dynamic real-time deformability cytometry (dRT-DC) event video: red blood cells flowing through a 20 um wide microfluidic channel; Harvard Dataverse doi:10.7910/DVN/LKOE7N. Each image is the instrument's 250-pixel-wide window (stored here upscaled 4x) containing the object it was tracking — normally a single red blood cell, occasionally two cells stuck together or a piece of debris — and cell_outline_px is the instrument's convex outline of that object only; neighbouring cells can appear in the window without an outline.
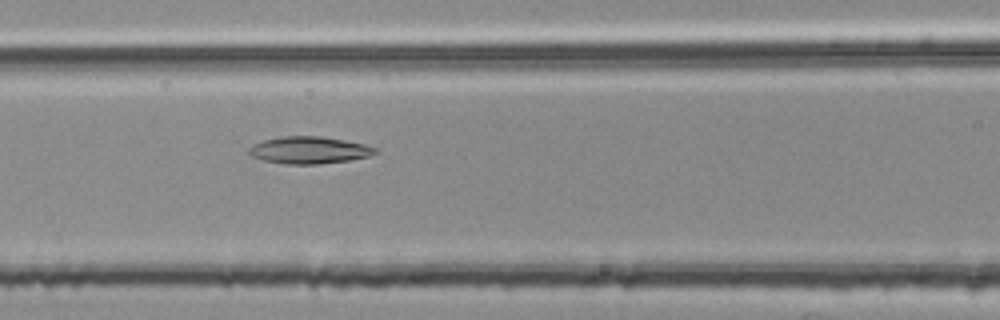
{"species": "common noctule bat (a hibernating species)", "species_latin": "Nyctalus noctula", "temperature_condition": "room temperature", "stored_images_in_passage": 49, "camera_frame_rate_fps": 3000, "um_per_image_px": 0.085, "animal": {"sex": "female", "body_mass_g": 25.1}, "frame": {"image": 1, "passage_image": 23, "time_ms": 7.333, "image_size_px": [1000, 320], "cell_outline_px": [[376, 152], [368, 156], [348, 160], [316, 164], [284, 164], [264, 160], [252, 156], [248, 152], [248, 148], [252, 144], [264, 140], [280, 136], [320, 136], [344, 140], [364, 144], [376, 148]], "centroid_in_image_um": [26.22, 12.75], "position_along_channel_um": 140.4, "area_um2": 19.77}}
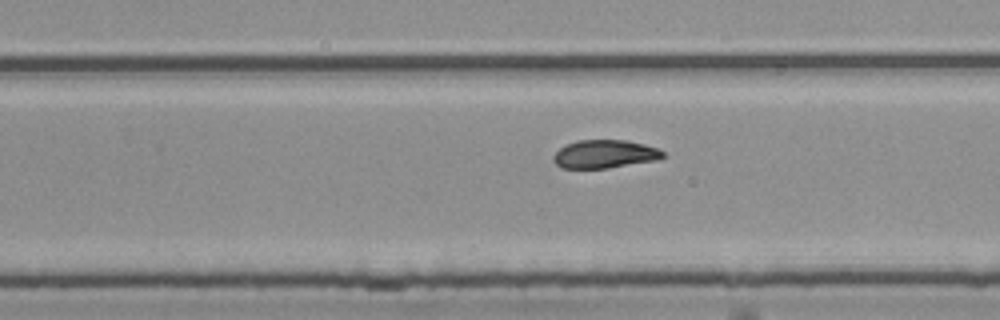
{"frame": {"image": 2, "passage_image": 34, "time_ms": 11.0, "image_size_px": [1000, 320], "cell_outline_px": [[668, 156], [656, 160], [608, 168], [560, 168], [552, 160], [552, 156], [564, 144], [576, 140], [624, 140], [644, 144], [656, 148], [664, 152]], "centroid_in_image_um": [51.37, 13.09], "position_along_channel_um": 278.4, "area_um2": 18.15}}
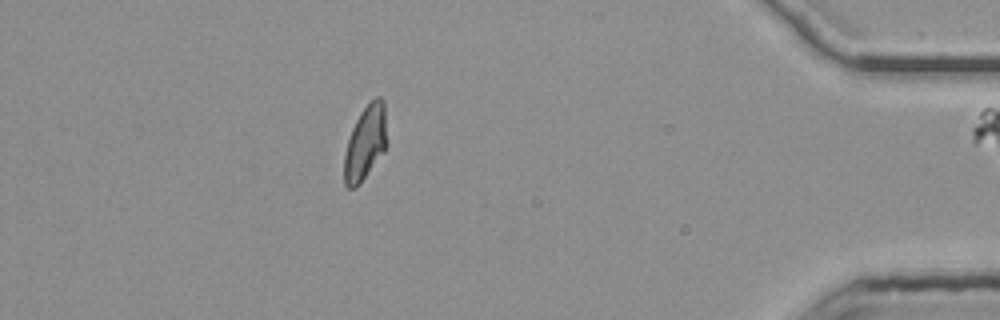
{"frame": {"image": 3, "passage_image": 48, "time_ms": 15.667, "image_size_px": [1000, 320], "cell_outline_px": [[388, 144], [384, 152], [360, 184], [356, 188], [348, 188], [344, 184], [344, 156], [348, 140], [352, 128], [360, 112], [376, 96], [380, 96], [384, 100], [388, 140]], "centroid_in_image_um": [31.08, 12.14], "position_along_channel_um": 404.1, "area_um2": 18.84}, "authors_computed_cell_mechanics": {"area_um2": 19.652, "velocity_mm_per_s": 3.7825, "shape_relaxation_time_tau1_ms": 10.049, "shape_relaxation_time_tau2_ms": 2.4846, "deformation_change_tau1": 0.244, "deformation_change_tau2": 0.0835}}